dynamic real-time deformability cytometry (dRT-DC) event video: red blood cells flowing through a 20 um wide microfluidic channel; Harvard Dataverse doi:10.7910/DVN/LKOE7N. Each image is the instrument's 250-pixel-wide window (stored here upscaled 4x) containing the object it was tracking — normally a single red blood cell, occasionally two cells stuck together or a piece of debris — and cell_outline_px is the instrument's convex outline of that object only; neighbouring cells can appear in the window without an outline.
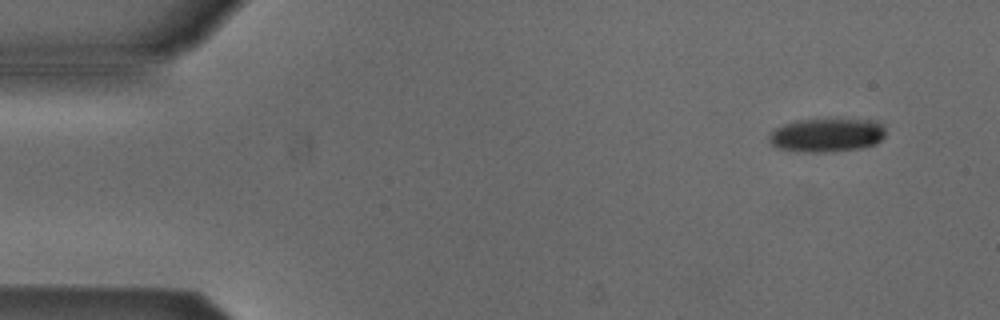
{"species": "Egyptian fruit bat (a non-hibernating species)", "species_latin": "Rousettus aegyptiacus", "temperature_condition": "cold", "stored_images_in_passage": 4, "segment_of_instrument_passage": [2, 2], "camera_frame_rate_fps": 3000, "um_per_image_px": 0.085, "animal": {"sex": "male"}, "frame": {"image": 1, "passage_image": 4, "time_ms": 4.667, "image_size_px": [1000, 320], "cell_outline_px": [[884, 136], [876, 144], [860, 148], [824, 152], [796, 152], [776, 148], [768, 140], [768, 136], [776, 128], [784, 124], [796, 120], [828, 116], [836, 116], [872, 120], [884, 124]], "centroid_in_image_um": [70.28, 11.43], "position_along_channel_um": 14.7, "area_um2": 23.99}}